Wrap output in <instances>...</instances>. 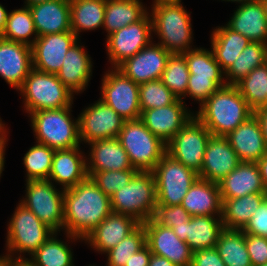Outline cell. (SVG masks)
Returning <instances> with one entry per match:
<instances>
[{
  "label": "cell",
  "mask_w": 267,
  "mask_h": 266,
  "mask_svg": "<svg viewBox=\"0 0 267 266\" xmlns=\"http://www.w3.org/2000/svg\"><path fill=\"white\" fill-rule=\"evenodd\" d=\"M111 212L110 197L91 177L65 189L63 230L70 240H84Z\"/></svg>",
  "instance_id": "obj_1"
},
{
  "label": "cell",
  "mask_w": 267,
  "mask_h": 266,
  "mask_svg": "<svg viewBox=\"0 0 267 266\" xmlns=\"http://www.w3.org/2000/svg\"><path fill=\"white\" fill-rule=\"evenodd\" d=\"M199 108L194 116L213 136H227L254 115L234 85L219 88Z\"/></svg>",
  "instance_id": "obj_2"
},
{
  "label": "cell",
  "mask_w": 267,
  "mask_h": 266,
  "mask_svg": "<svg viewBox=\"0 0 267 266\" xmlns=\"http://www.w3.org/2000/svg\"><path fill=\"white\" fill-rule=\"evenodd\" d=\"M151 11L152 31L159 36V45L171 54L192 50L191 17L181 3L152 5Z\"/></svg>",
  "instance_id": "obj_3"
},
{
  "label": "cell",
  "mask_w": 267,
  "mask_h": 266,
  "mask_svg": "<svg viewBox=\"0 0 267 266\" xmlns=\"http://www.w3.org/2000/svg\"><path fill=\"white\" fill-rule=\"evenodd\" d=\"M71 108L72 105L30 113L36 142L55 150L80 146L79 121L78 118L75 121L70 116Z\"/></svg>",
  "instance_id": "obj_4"
},
{
  "label": "cell",
  "mask_w": 267,
  "mask_h": 266,
  "mask_svg": "<svg viewBox=\"0 0 267 266\" xmlns=\"http://www.w3.org/2000/svg\"><path fill=\"white\" fill-rule=\"evenodd\" d=\"M110 201L112 212L129 215L141 224L153 218L157 206L153 172L138 171L127 185L110 197Z\"/></svg>",
  "instance_id": "obj_5"
},
{
  "label": "cell",
  "mask_w": 267,
  "mask_h": 266,
  "mask_svg": "<svg viewBox=\"0 0 267 266\" xmlns=\"http://www.w3.org/2000/svg\"><path fill=\"white\" fill-rule=\"evenodd\" d=\"M118 139L137 171L152 172L166 153V144L140 118L124 121Z\"/></svg>",
  "instance_id": "obj_6"
},
{
  "label": "cell",
  "mask_w": 267,
  "mask_h": 266,
  "mask_svg": "<svg viewBox=\"0 0 267 266\" xmlns=\"http://www.w3.org/2000/svg\"><path fill=\"white\" fill-rule=\"evenodd\" d=\"M24 97V110L33 113L39 110L60 109L73 104V94L56 74L32 69L18 89Z\"/></svg>",
  "instance_id": "obj_7"
},
{
  "label": "cell",
  "mask_w": 267,
  "mask_h": 266,
  "mask_svg": "<svg viewBox=\"0 0 267 266\" xmlns=\"http://www.w3.org/2000/svg\"><path fill=\"white\" fill-rule=\"evenodd\" d=\"M186 58L190 77L186 96L199 102L200 106L219 88L227 85L224 71L216 61L213 51L193 48L183 54Z\"/></svg>",
  "instance_id": "obj_8"
},
{
  "label": "cell",
  "mask_w": 267,
  "mask_h": 266,
  "mask_svg": "<svg viewBox=\"0 0 267 266\" xmlns=\"http://www.w3.org/2000/svg\"><path fill=\"white\" fill-rule=\"evenodd\" d=\"M7 229L6 255L11 259L16 252L31 256L54 233L21 203L16 206Z\"/></svg>",
  "instance_id": "obj_9"
},
{
  "label": "cell",
  "mask_w": 267,
  "mask_h": 266,
  "mask_svg": "<svg viewBox=\"0 0 267 266\" xmlns=\"http://www.w3.org/2000/svg\"><path fill=\"white\" fill-rule=\"evenodd\" d=\"M156 180L157 205H181L187 191L199 178L167 152L152 171Z\"/></svg>",
  "instance_id": "obj_10"
},
{
  "label": "cell",
  "mask_w": 267,
  "mask_h": 266,
  "mask_svg": "<svg viewBox=\"0 0 267 266\" xmlns=\"http://www.w3.org/2000/svg\"><path fill=\"white\" fill-rule=\"evenodd\" d=\"M25 198L19 202L58 233L64 225V192L49 180L26 181Z\"/></svg>",
  "instance_id": "obj_11"
},
{
  "label": "cell",
  "mask_w": 267,
  "mask_h": 266,
  "mask_svg": "<svg viewBox=\"0 0 267 266\" xmlns=\"http://www.w3.org/2000/svg\"><path fill=\"white\" fill-rule=\"evenodd\" d=\"M211 135L205 125L193 116L166 144V152L199 174Z\"/></svg>",
  "instance_id": "obj_12"
},
{
  "label": "cell",
  "mask_w": 267,
  "mask_h": 266,
  "mask_svg": "<svg viewBox=\"0 0 267 266\" xmlns=\"http://www.w3.org/2000/svg\"><path fill=\"white\" fill-rule=\"evenodd\" d=\"M101 84L100 99L106 105L113 108L125 121L140 118L141 109L138 84L125 76L117 68L108 70L102 78Z\"/></svg>",
  "instance_id": "obj_13"
},
{
  "label": "cell",
  "mask_w": 267,
  "mask_h": 266,
  "mask_svg": "<svg viewBox=\"0 0 267 266\" xmlns=\"http://www.w3.org/2000/svg\"><path fill=\"white\" fill-rule=\"evenodd\" d=\"M152 32V19L148 12L141 20L108 35L106 48L112 67L117 68L148 46L153 39Z\"/></svg>",
  "instance_id": "obj_14"
},
{
  "label": "cell",
  "mask_w": 267,
  "mask_h": 266,
  "mask_svg": "<svg viewBox=\"0 0 267 266\" xmlns=\"http://www.w3.org/2000/svg\"><path fill=\"white\" fill-rule=\"evenodd\" d=\"M80 141L118 138L124 119L101 99L86 107L78 116Z\"/></svg>",
  "instance_id": "obj_15"
},
{
  "label": "cell",
  "mask_w": 267,
  "mask_h": 266,
  "mask_svg": "<svg viewBox=\"0 0 267 266\" xmlns=\"http://www.w3.org/2000/svg\"><path fill=\"white\" fill-rule=\"evenodd\" d=\"M142 224L151 253L167 258L176 266H191L193 251L172 228L158 224L153 218Z\"/></svg>",
  "instance_id": "obj_16"
},
{
  "label": "cell",
  "mask_w": 267,
  "mask_h": 266,
  "mask_svg": "<svg viewBox=\"0 0 267 266\" xmlns=\"http://www.w3.org/2000/svg\"><path fill=\"white\" fill-rule=\"evenodd\" d=\"M171 55L162 45L150 43L137 54L125 60L117 69L136 84L161 79Z\"/></svg>",
  "instance_id": "obj_17"
},
{
  "label": "cell",
  "mask_w": 267,
  "mask_h": 266,
  "mask_svg": "<svg viewBox=\"0 0 267 266\" xmlns=\"http://www.w3.org/2000/svg\"><path fill=\"white\" fill-rule=\"evenodd\" d=\"M77 40V36L72 31L37 37L32 45L33 68L41 72L57 74L66 53Z\"/></svg>",
  "instance_id": "obj_18"
},
{
  "label": "cell",
  "mask_w": 267,
  "mask_h": 266,
  "mask_svg": "<svg viewBox=\"0 0 267 266\" xmlns=\"http://www.w3.org/2000/svg\"><path fill=\"white\" fill-rule=\"evenodd\" d=\"M184 103L182 99H177L169 106L144 110L140 119L155 136L167 144L194 116Z\"/></svg>",
  "instance_id": "obj_19"
},
{
  "label": "cell",
  "mask_w": 267,
  "mask_h": 266,
  "mask_svg": "<svg viewBox=\"0 0 267 266\" xmlns=\"http://www.w3.org/2000/svg\"><path fill=\"white\" fill-rule=\"evenodd\" d=\"M32 69V46L0 37V76L18 91Z\"/></svg>",
  "instance_id": "obj_20"
},
{
  "label": "cell",
  "mask_w": 267,
  "mask_h": 266,
  "mask_svg": "<svg viewBox=\"0 0 267 266\" xmlns=\"http://www.w3.org/2000/svg\"><path fill=\"white\" fill-rule=\"evenodd\" d=\"M240 163L241 160L226 137L211 135L198 176L200 179L218 184Z\"/></svg>",
  "instance_id": "obj_21"
},
{
  "label": "cell",
  "mask_w": 267,
  "mask_h": 266,
  "mask_svg": "<svg viewBox=\"0 0 267 266\" xmlns=\"http://www.w3.org/2000/svg\"><path fill=\"white\" fill-rule=\"evenodd\" d=\"M140 224L129 215L111 212L86 236L84 241L94 250L105 254L132 233Z\"/></svg>",
  "instance_id": "obj_22"
},
{
  "label": "cell",
  "mask_w": 267,
  "mask_h": 266,
  "mask_svg": "<svg viewBox=\"0 0 267 266\" xmlns=\"http://www.w3.org/2000/svg\"><path fill=\"white\" fill-rule=\"evenodd\" d=\"M172 229L195 252L215 247L224 227L221 216H191L187 222L174 225Z\"/></svg>",
  "instance_id": "obj_23"
},
{
  "label": "cell",
  "mask_w": 267,
  "mask_h": 266,
  "mask_svg": "<svg viewBox=\"0 0 267 266\" xmlns=\"http://www.w3.org/2000/svg\"><path fill=\"white\" fill-rule=\"evenodd\" d=\"M241 162H257L267 154V146L258 118L252 115L225 136Z\"/></svg>",
  "instance_id": "obj_24"
},
{
  "label": "cell",
  "mask_w": 267,
  "mask_h": 266,
  "mask_svg": "<svg viewBox=\"0 0 267 266\" xmlns=\"http://www.w3.org/2000/svg\"><path fill=\"white\" fill-rule=\"evenodd\" d=\"M88 145L91 147L88 155L90 158L86 157V160L89 159L86 162L88 177L100 171L135 169L118 138L96 140Z\"/></svg>",
  "instance_id": "obj_25"
},
{
  "label": "cell",
  "mask_w": 267,
  "mask_h": 266,
  "mask_svg": "<svg viewBox=\"0 0 267 266\" xmlns=\"http://www.w3.org/2000/svg\"><path fill=\"white\" fill-rule=\"evenodd\" d=\"M78 39L65 55L61 69L57 77L72 93H80L85 90L92 76V61L90 55L79 45Z\"/></svg>",
  "instance_id": "obj_26"
},
{
  "label": "cell",
  "mask_w": 267,
  "mask_h": 266,
  "mask_svg": "<svg viewBox=\"0 0 267 266\" xmlns=\"http://www.w3.org/2000/svg\"><path fill=\"white\" fill-rule=\"evenodd\" d=\"M80 146L71 149L55 150L52 160L49 181L62 185L60 189H69L83 181L88 175L86 156Z\"/></svg>",
  "instance_id": "obj_27"
},
{
  "label": "cell",
  "mask_w": 267,
  "mask_h": 266,
  "mask_svg": "<svg viewBox=\"0 0 267 266\" xmlns=\"http://www.w3.org/2000/svg\"><path fill=\"white\" fill-rule=\"evenodd\" d=\"M28 7L38 37L71 31L70 0H50Z\"/></svg>",
  "instance_id": "obj_28"
},
{
  "label": "cell",
  "mask_w": 267,
  "mask_h": 266,
  "mask_svg": "<svg viewBox=\"0 0 267 266\" xmlns=\"http://www.w3.org/2000/svg\"><path fill=\"white\" fill-rule=\"evenodd\" d=\"M221 199H233L253 193H266L255 162H241L219 183Z\"/></svg>",
  "instance_id": "obj_29"
},
{
  "label": "cell",
  "mask_w": 267,
  "mask_h": 266,
  "mask_svg": "<svg viewBox=\"0 0 267 266\" xmlns=\"http://www.w3.org/2000/svg\"><path fill=\"white\" fill-rule=\"evenodd\" d=\"M226 25L251 42L267 44V19L261 0L241 3Z\"/></svg>",
  "instance_id": "obj_30"
},
{
  "label": "cell",
  "mask_w": 267,
  "mask_h": 266,
  "mask_svg": "<svg viewBox=\"0 0 267 266\" xmlns=\"http://www.w3.org/2000/svg\"><path fill=\"white\" fill-rule=\"evenodd\" d=\"M181 206L191 216H221L222 200L219 185L198 178L187 191Z\"/></svg>",
  "instance_id": "obj_31"
},
{
  "label": "cell",
  "mask_w": 267,
  "mask_h": 266,
  "mask_svg": "<svg viewBox=\"0 0 267 266\" xmlns=\"http://www.w3.org/2000/svg\"><path fill=\"white\" fill-rule=\"evenodd\" d=\"M251 41L227 25L216 27L211 34V49L225 72Z\"/></svg>",
  "instance_id": "obj_32"
},
{
  "label": "cell",
  "mask_w": 267,
  "mask_h": 266,
  "mask_svg": "<svg viewBox=\"0 0 267 266\" xmlns=\"http://www.w3.org/2000/svg\"><path fill=\"white\" fill-rule=\"evenodd\" d=\"M267 193H253L240 198L222 200V223L225 229L242 230Z\"/></svg>",
  "instance_id": "obj_33"
},
{
  "label": "cell",
  "mask_w": 267,
  "mask_h": 266,
  "mask_svg": "<svg viewBox=\"0 0 267 266\" xmlns=\"http://www.w3.org/2000/svg\"><path fill=\"white\" fill-rule=\"evenodd\" d=\"M147 13L140 0H106L103 28L108 36L141 20Z\"/></svg>",
  "instance_id": "obj_34"
},
{
  "label": "cell",
  "mask_w": 267,
  "mask_h": 266,
  "mask_svg": "<svg viewBox=\"0 0 267 266\" xmlns=\"http://www.w3.org/2000/svg\"><path fill=\"white\" fill-rule=\"evenodd\" d=\"M106 0H70L71 31L79 39L82 31L104 24Z\"/></svg>",
  "instance_id": "obj_35"
},
{
  "label": "cell",
  "mask_w": 267,
  "mask_h": 266,
  "mask_svg": "<svg viewBox=\"0 0 267 266\" xmlns=\"http://www.w3.org/2000/svg\"><path fill=\"white\" fill-rule=\"evenodd\" d=\"M54 232L32 255L31 258L16 256L15 260H27L32 266H75L73 252L66 242L57 239Z\"/></svg>",
  "instance_id": "obj_36"
},
{
  "label": "cell",
  "mask_w": 267,
  "mask_h": 266,
  "mask_svg": "<svg viewBox=\"0 0 267 266\" xmlns=\"http://www.w3.org/2000/svg\"><path fill=\"white\" fill-rule=\"evenodd\" d=\"M267 62V44L250 42L224 72L227 85H236L253 69ZM228 79V80H227Z\"/></svg>",
  "instance_id": "obj_37"
},
{
  "label": "cell",
  "mask_w": 267,
  "mask_h": 266,
  "mask_svg": "<svg viewBox=\"0 0 267 266\" xmlns=\"http://www.w3.org/2000/svg\"><path fill=\"white\" fill-rule=\"evenodd\" d=\"M215 248L226 266H252L242 230L224 228Z\"/></svg>",
  "instance_id": "obj_38"
},
{
  "label": "cell",
  "mask_w": 267,
  "mask_h": 266,
  "mask_svg": "<svg viewBox=\"0 0 267 266\" xmlns=\"http://www.w3.org/2000/svg\"><path fill=\"white\" fill-rule=\"evenodd\" d=\"M235 86L254 112L267 106V62L253 69Z\"/></svg>",
  "instance_id": "obj_39"
},
{
  "label": "cell",
  "mask_w": 267,
  "mask_h": 266,
  "mask_svg": "<svg viewBox=\"0 0 267 266\" xmlns=\"http://www.w3.org/2000/svg\"><path fill=\"white\" fill-rule=\"evenodd\" d=\"M34 34L33 40L29 37ZM1 38L32 46L37 39L32 13L28 6L8 12L6 26ZM30 39V40H29Z\"/></svg>",
  "instance_id": "obj_40"
},
{
  "label": "cell",
  "mask_w": 267,
  "mask_h": 266,
  "mask_svg": "<svg viewBox=\"0 0 267 266\" xmlns=\"http://www.w3.org/2000/svg\"><path fill=\"white\" fill-rule=\"evenodd\" d=\"M55 149L37 143L23 157L26 181L48 180Z\"/></svg>",
  "instance_id": "obj_41"
},
{
  "label": "cell",
  "mask_w": 267,
  "mask_h": 266,
  "mask_svg": "<svg viewBox=\"0 0 267 266\" xmlns=\"http://www.w3.org/2000/svg\"><path fill=\"white\" fill-rule=\"evenodd\" d=\"M190 73L183 54H171L162 73L161 81L181 99L186 95ZM182 96V97H181Z\"/></svg>",
  "instance_id": "obj_42"
},
{
  "label": "cell",
  "mask_w": 267,
  "mask_h": 266,
  "mask_svg": "<svg viewBox=\"0 0 267 266\" xmlns=\"http://www.w3.org/2000/svg\"><path fill=\"white\" fill-rule=\"evenodd\" d=\"M146 245V234L143 224H140L132 233L106 254V266H125L130 257Z\"/></svg>",
  "instance_id": "obj_43"
},
{
  "label": "cell",
  "mask_w": 267,
  "mask_h": 266,
  "mask_svg": "<svg viewBox=\"0 0 267 266\" xmlns=\"http://www.w3.org/2000/svg\"><path fill=\"white\" fill-rule=\"evenodd\" d=\"M139 99L142 112L148 109L169 106L178 98L162 83L161 79H157L139 85Z\"/></svg>",
  "instance_id": "obj_44"
},
{
  "label": "cell",
  "mask_w": 267,
  "mask_h": 266,
  "mask_svg": "<svg viewBox=\"0 0 267 266\" xmlns=\"http://www.w3.org/2000/svg\"><path fill=\"white\" fill-rule=\"evenodd\" d=\"M138 171L136 169L95 172L91 179L105 195L111 197L118 189L127 185Z\"/></svg>",
  "instance_id": "obj_45"
},
{
  "label": "cell",
  "mask_w": 267,
  "mask_h": 266,
  "mask_svg": "<svg viewBox=\"0 0 267 266\" xmlns=\"http://www.w3.org/2000/svg\"><path fill=\"white\" fill-rule=\"evenodd\" d=\"M191 215L181 205H157L153 219L160 225L172 228L187 222Z\"/></svg>",
  "instance_id": "obj_46"
},
{
  "label": "cell",
  "mask_w": 267,
  "mask_h": 266,
  "mask_svg": "<svg viewBox=\"0 0 267 266\" xmlns=\"http://www.w3.org/2000/svg\"><path fill=\"white\" fill-rule=\"evenodd\" d=\"M245 244L252 266L267 263V238L245 234Z\"/></svg>",
  "instance_id": "obj_47"
},
{
  "label": "cell",
  "mask_w": 267,
  "mask_h": 266,
  "mask_svg": "<svg viewBox=\"0 0 267 266\" xmlns=\"http://www.w3.org/2000/svg\"><path fill=\"white\" fill-rule=\"evenodd\" d=\"M242 231L245 234L267 238V197L255 210L253 216Z\"/></svg>",
  "instance_id": "obj_48"
},
{
  "label": "cell",
  "mask_w": 267,
  "mask_h": 266,
  "mask_svg": "<svg viewBox=\"0 0 267 266\" xmlns=\"http://www.w3.org/2000/svg\"><path fill=\"white\" fill-rule=\"evenodd\" d=\"M191 266H226L215 247L193 252Z\"/></svg>",
  "instance_id": "obj_49"
},
{
  "label": "cell",
  "mask_w": 267,
  "mask_h": 266,
  "mask_svg": "<svg viewBox=\"0 0 267 266\" xmlns=\"http://www.w3.org/2000/svg\"><path fill=\"white\" fill-rule=\"evenodd\" d=\"M151 254L149 247L145 245L130 257L129 261L125 263V266H148Z\"/></svg>",
  "instance_id": "obj_50"
},
{
  "label": "cell",
  "mask_w": 267,
  "mask_h": 266,
  "mask_svg": "<svg viewBox=\"0 0 267 266\" xmlns=\"http://www.w3.org/2000/svg\"><path fill=\"white\" fill-rule=\"evenodd\" d=\"M254 115L258 118L259 123L262 128V134L267 146V106L259 108L254 112Z\"/></svg>",
  "instance_id": "obj_51"
},
{
  "label": "cell",
  "mask_w": 267,
  "mask_h": 266,
  "mask_svg": "<svg viewBox=\"0 0 267 266\" xmlns=\"http://www.w3.org/2000/svg\"><path fill=\"white\" fill-rule=\"evenodd\" d=\"M257 165L260 170V175L262 177V182L265 187V192L267 193V154H265L260 160H258Z\"/></svg>",
  "instance_id": "obj_52"
},
{
  "label": "cell",
  "mask_w": 267,
  "mask_h": 266,
  "mask_svg": "<svg viewBox=\"0 0 267 266\" xmlns=\"http://www.w3.org/2000/svg\"><path fill=\"white\" fill-rule=\"evenodd\" d=\"M148 266H176V265L170 262L167 258L152 253L149 259Z\"/></svg>",
  "instance_id": "obj_53"
},
{
  "label": "cell",
  "mask_w": 267,
  "mask_h": 266,
  "mask_svg": "<svg viewBox=\"0 0 267 266\" xmlns=\"http://www.w3.org/2000/svg\"><path fill=\"white\" fill-rule=\"evenodd\" d=\"M8 11L0 4V36L5 29Z\"/></svg>",
  "instance_id": "obj_54"
},
{
  "label": "cell",
  "mask_w": 267,
  "mask_h": 266,
  "mask_svg": "<svg viewBox=\"0 0 267 266\" xmlns=\"http://www.w3.org/2000/svg\"><path fill=\"white\" fill-rule=\"evenodd\" d=\"M7 137L0 143V177L2 174V171L4 170V163H5V148H6V142Z\"/></svg>",
  "instance_id": "obj_55"
},
{
  "label": "cell",
  "mask_w": 267,
  "mask_h": 266,
  "mask_svg": "<svg viewBox=\"0 0 267 266\" xmlns=\"http://www.w3.org/2000/svg\"><path fill=\"white\" fill-rule=\"evenodd\" d=\"M7 266H32L27 260H15L9 257V264Z\"/></svg>",
  "instance_id": "obj_56"
},
{
  "label": "cell",
  "mask_w": 267,
  "mask_h": 266,
  "mask_svg": "<svg viewBox=\"0 0 267 266\" xmlns=\"http://www.w3.org/2000/svg\"><path fill=\"white\" fill-rule=\"evenodd\" d=\"M7 129H5V124L2 122L0 118V143L7 137Z\"/></svg>",
  "instance_id": "obj_57"
},
{
  "label": "cell",
  "mask_w": 267,
  "mask_h": 266,
  "mask_svg": "<svg viewBox=\"0 0 267 266\" xmlns=\"http://www.w3.org/2000/svg\"><path fill=\"white\" fill-rule=\"evenodd\" d=\"M172 3H181V0H154L153 5H156V4H172Z\"/></svg>",
  "instance_id": "obj_58"
},
{
  "label": "cell",
  "mask_w": 267,
  "mask_h": 266,
  "mask_svg": "<svg viewBox=\"0 0 267 266\" xmlns=\"http://www.w3.org/2000/svg\"><path fill=\"white\" fill-rule=\"evenodd\" d=\"M45 1H50V0H26L25 1V6H32L38 3H43Z\"/></svg>",
  "instance_id": "obj_59"
},
{
  "label": "cell",
  "mask_w": 267,
  "mask_h": 266,
  "mask_svg": "<svg viewBox=\"0 0 267 266\" xmlns=\"http://www.w3.org/2000/svg\"><path fill=\"white\" fill-rule=\"evenodd\" d=\"M9 264V256H0V266H7Z\"/></svg>",
  "instance_id": "obj_60"
},
{
  "label": "cell",
  "mask_w": 267,
  "mask_h": 266,
  "mask_svg": "<svg viewBox=\"0 0 267 266\" xmlns=\"http://www.w3.org/2000/svg\"><path fill=\"white\" fill-rule=\"evenodd\" d=\"M222 1H231V2H239L240 4L241 3H247V2H254V1H257V0H222Z\"/></svg>",
  "instance_id": "obj_61"
},
{
  "label": "cell",
  "mask_w": 267,
  "mask_h": 266,
  "mask_svg": "<svg viewBox=\"0 0 267 266\" xmlns=\"http://www.w3.org/2000/svg\"><path fill=\"white\" fill-rule=\"evenodd\" d=\"M262 4L264 6V10H265V15H266V19H267V0H261Z\"/></svg>",
  "instance_id": "obj_62"
}]
</instances>
